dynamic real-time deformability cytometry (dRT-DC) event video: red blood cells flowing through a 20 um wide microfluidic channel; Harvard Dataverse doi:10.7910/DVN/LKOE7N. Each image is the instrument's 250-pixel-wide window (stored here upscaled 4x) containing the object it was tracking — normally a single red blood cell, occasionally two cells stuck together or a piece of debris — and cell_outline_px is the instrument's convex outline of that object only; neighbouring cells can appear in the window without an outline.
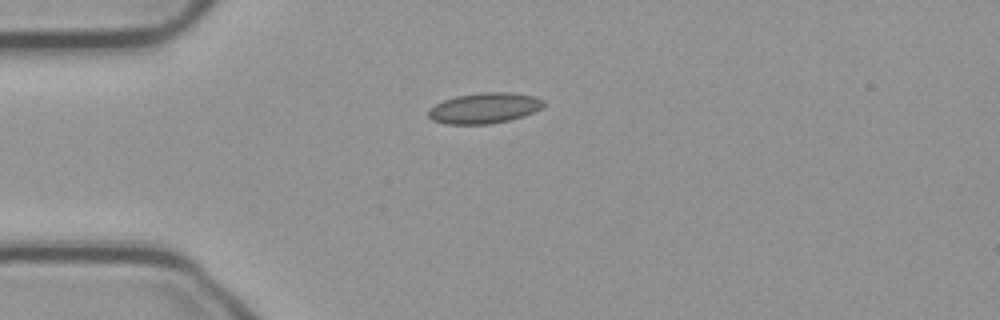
{"species": "common noctule bat (a hibernating species)", "species_latin": "Nyctalus noctula", "temperature_condition": "cold", "stored_images_in_passage": 42, "camera_frame_rate_fps": 3000, "um_per_image_px": 0.085, "animal": {"sex": "male", "body_mass_g": 23.1, "forearm_length_mm": 52.7}, "frame": {"image": 1, "passage_image": 1, "time_ms": 0.0, "image_size_px": [1000, 320], "cell_outline_px": [[544, 104], [540, 108], [524, 116], [508, 120], [488, 124], [448, 124], [432, 120], [428, 116], [428, 108], [444, 100], [456, 96], [480, 92], [508, 92], [536, 96], [544, 100]], "centroid_in_image_um": [41.16, 9.18], "position_along_channel_um": 43.8, "area_um2": 20.52}}
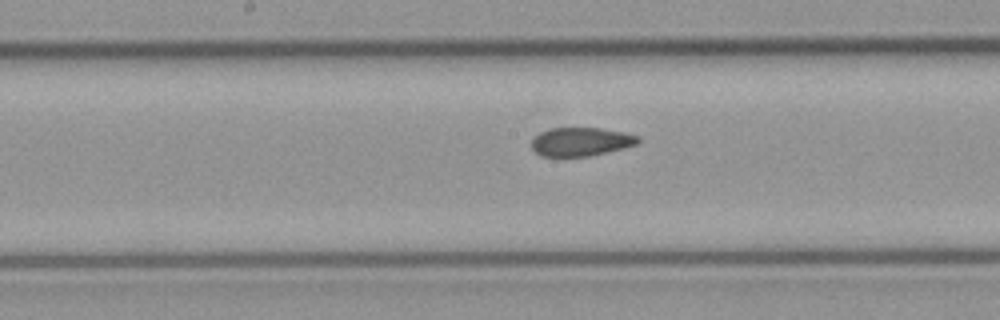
{"frame": {"image": 2, "passage_image": 15, "time_ms": 4.667, "image_size_px": [1000, 320], "cell_outline_px": [[640, 140], [636, 144], [624, 148], [588, 156], [540, 156], [532, 148], [532, 140], [540, 132], [552, 128], [600, 128], [624, 132], [640, 136]], "centroid_in_image_um": [49.39, 12.04], "position_along_channel_um": 198.8, "area_um2": 17.63}}
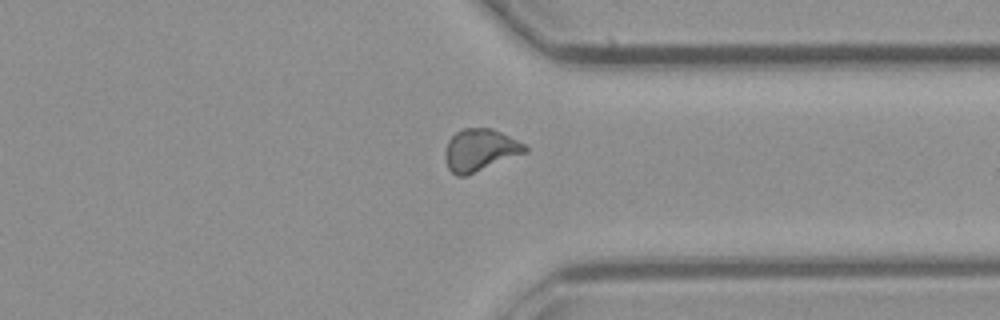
{"frame": {"image": 3, "passage_image": 29, "time_ms": 9.333, "image_size_px": [1000, 320], "cell_outline_px": [[528, 152], [464, 176], [456, 176], [448, 168], [444, 156], [444, 152], [448, 140], [456, 132], [464, 128], [492, 128], [524, 144], [528, 148]], "centroid_in_image_um": [40.78, 12.75], "position_along_channel_um": 370.6, "area_um2": 19.48}, "authors_computed_cell_mechanics": {"area_um2": 18.9295, "velocity_mm_per_s": 3.7236, "shape_relaxation_time_tau1_ms": null, "shape_relaxation_time_tau2_ms": 2.8517, "deformation_change_tau1": null, "deformation_change_tau2": 0.0927}}